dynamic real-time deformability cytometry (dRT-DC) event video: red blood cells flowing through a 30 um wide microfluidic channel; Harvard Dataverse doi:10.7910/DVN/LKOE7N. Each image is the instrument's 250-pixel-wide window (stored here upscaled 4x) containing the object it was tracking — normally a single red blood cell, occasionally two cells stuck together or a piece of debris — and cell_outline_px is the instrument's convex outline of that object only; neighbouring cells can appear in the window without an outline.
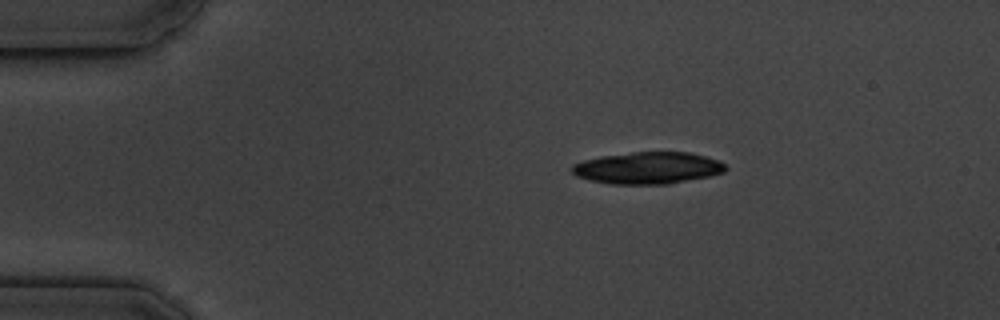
{"species": "common noctule bat (a hibernating species)", "species_latin": "Nyctalus noctula", "temperature_condition": "cold", "stored_images_in_passage": 4, "camera_frame_rate_fps": 3000, "um_per_image_px": 0.085, "animal": {"sex": "male", "body_mass_g": 19.5, "forearm_length_mm": 54.6}, "frame": {"image": 1, "passage_image": 1, "time_ms": 0.0, "image_size_px": [1000, 320], "cell_outline_px": [[728, 168], [724, 172], [708, 176], [668, 184], [612, 184], [592, 180], [576, 176], [568, 168], [572, 164], [584, 160], [600, 156], [632, 152], [688, 152], [720, 160]], "centroid_in_image_um": [55.04, 14.27], "position_along_channel_um": 30.0, "area_um2": 28.55}}